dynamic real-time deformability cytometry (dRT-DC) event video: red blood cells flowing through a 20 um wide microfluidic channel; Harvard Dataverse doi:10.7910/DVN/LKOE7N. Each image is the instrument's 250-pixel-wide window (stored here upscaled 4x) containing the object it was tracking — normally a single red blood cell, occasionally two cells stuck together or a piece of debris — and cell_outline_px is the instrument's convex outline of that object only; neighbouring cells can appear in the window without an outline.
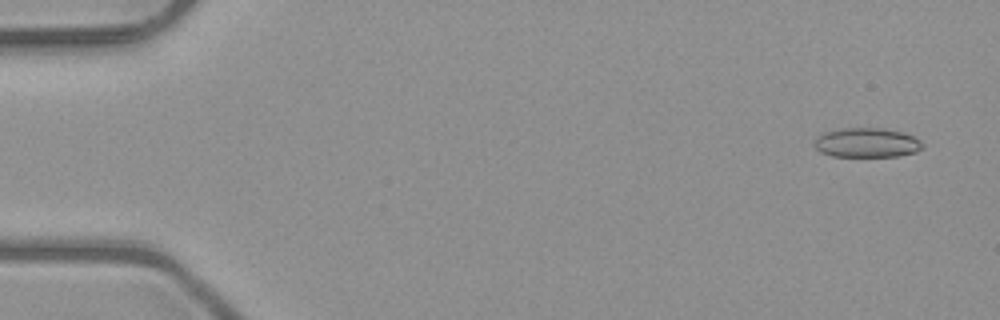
{"species": "common noctule bat (a hibernating species)", "species_latin": "Nyctalus noctula", "temperature_condition": "room temperature", "stored_images_in_passage": 52, "camera_frame_rate_fps": 3000, "um_per_image_px": 0.085, "animal": {"sex": "male", "body_mass_g": 23.1, "forearm_length_mm": 52.7}, "frame": {"image": 1, "passage_image": 3, "time_ms": 0.667, "image_size_px": [1000, 320], "cell_outline_px": [[924, 148], [916, 152], [900, 156], [832, 156], [820, 152], [816, 148], [816, 140], [824, 132], [844, 128], [884, 128], [904, 132], [920, 140], [924, 144]], "centroid_in_image_um": [73.75, 12.13], "position_along_channel_um": 11.3, "area_um2": 18.55}}
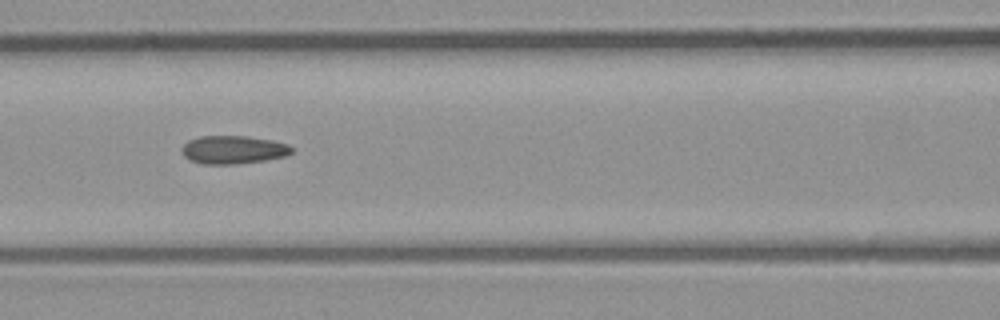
{"frame": {"image": 2, "passage_image": 23, "time_ms": 7.333, "image_size_px": [1000, 320], "cell_outline_px": [[292, 152], [284, 156], [264, 160], [236, 164], [204, 164], [188, 160], [180, 152], [180, 148], [188, 140], [200, 136], [248, 136], [272, 140], [288, 144], [292, 148]], "centroid_in_image_um": [19.77, 12.72], "position_along_channel_um": 146.8, "area_um2": 18.15}}
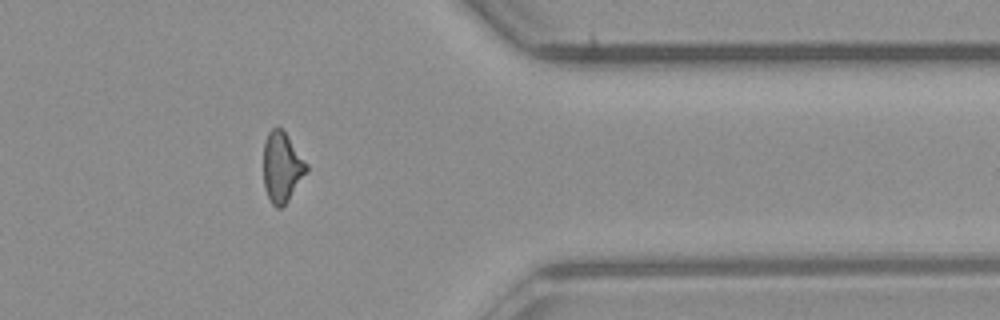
{"frame": {"image": 3, "passage_image": 42, "time_ms": 13.667, "image_size_px": [1000, 320], "cell_outline_px": [[308, 168], [288, 200], [280, 208], [276, 208], [272, 204], [264, 188], [264, 140], [268, 132], [272, 128], [280, 128], [284, 132], [308, 164]], "centroid_in_image_um": [23.94, 14.2], "position_along_channel_um": 387.5, "area_um2": 17.17}, "authors_computed_cell_mechanics": {"area_um2": 17.918, "velocity_mm_per_s": 4.0618, "shape_relaxation_time_tau1_ms": null, "shape_relaxation_time_tau2_ms": 1.8208, "deformation_change_tau1": null, "deformation_change_tau2": 0.0907}}